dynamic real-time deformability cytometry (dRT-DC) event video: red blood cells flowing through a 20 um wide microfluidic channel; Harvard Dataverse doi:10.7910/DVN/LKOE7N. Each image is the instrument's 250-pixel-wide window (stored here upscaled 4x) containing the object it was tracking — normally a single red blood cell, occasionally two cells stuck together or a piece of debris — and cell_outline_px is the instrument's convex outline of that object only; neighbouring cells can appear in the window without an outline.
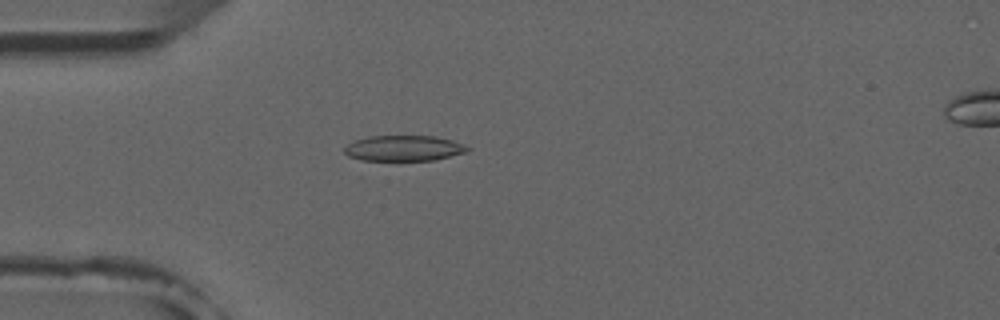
{"species": "common noctule bat (a hibernating species)", "species_latin": "Nyctalus noctula", "temperature_condition": "room temperature", "stored_images_in_passage": 4, "camera_frame_rate_fps": 3000, "um_per_image_px": 0.085, "animal": {"sex": "male", "forearm_length_mm": 52.5}, "frame": {"image": 1, "passage_image": 3, "time_ms": 2.333, "image_size_px": [1000, 320], "cell_outline_px": [[472, 148], [468, 152], [432, 160], [360, 160], [348, 156], [344, 152], [344, 148], [348, 144], [356, 140], [368, 136], [436, 136], [452, 140], [464, 144]], "centroid_in_image_um": [34.35, 12.59], "position_along_channel_um": 50.7, "area_um2": 18.38}}